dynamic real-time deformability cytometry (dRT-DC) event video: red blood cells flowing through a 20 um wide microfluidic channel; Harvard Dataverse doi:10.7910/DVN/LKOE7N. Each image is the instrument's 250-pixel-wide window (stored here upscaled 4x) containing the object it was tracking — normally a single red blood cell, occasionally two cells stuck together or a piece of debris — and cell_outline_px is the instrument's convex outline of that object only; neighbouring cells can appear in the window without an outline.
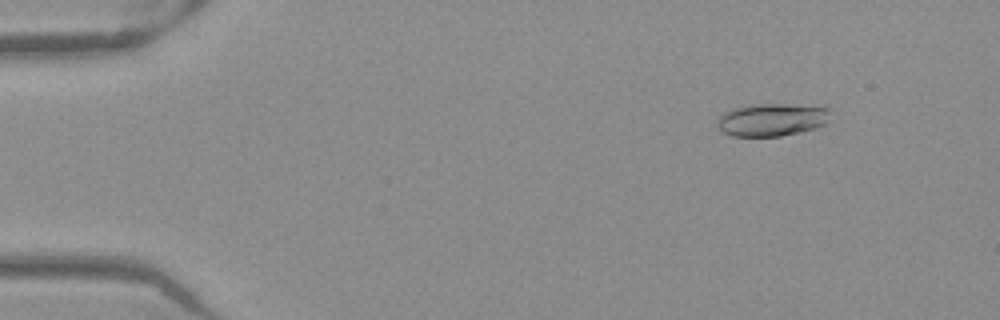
{"species": "Egyptian fruit bat (a non-hibernating species)", "species_latin": "Rousettus aegyptiacus", "temperature_condition": "warm", "stored_images_in_passage": 51, "camera_frame_rate_fps": 3000, "um_per_image_px": 0.085, "frame": {"image": 1, "passage_image": 6, "time_ms": 1.667, "image_size_px": [1000, 320], "cell_outline_px": [[828, 120], [824, 124], [816, 128], [800, 132], [780, 136], [732, 136], [716, 128], [716, 120], [724, 112], [736, 108], [752, 104], [828, 104]], "centroid_in_image_um": [65.65, 10.15], "position_along_channel_um": 19.4, "area_um2": 22.02}}
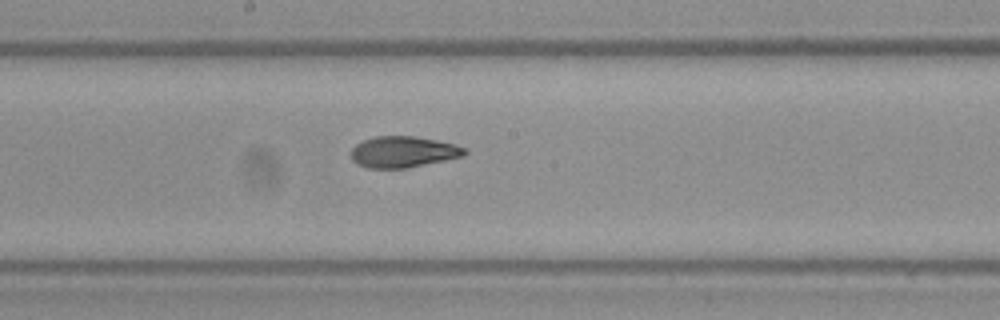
{"frame": {"image": 2, "passage_image": 28, "time_ms": 9.0, "image_size_px": [1000, 320], "cell_outline_px": [[468, 152], [464, 156], [404, 168], [368, 168], [356, 164], [352, 160], [352, 148], [356, 144], [364, 140], [376, 136], [412, 136], [436, 140], [456, 144], [464, 148]], "centroid_in_image_um": [34.26, 12.91], "position_along_channel_um": 213.9, "area_um2": 20.46}}
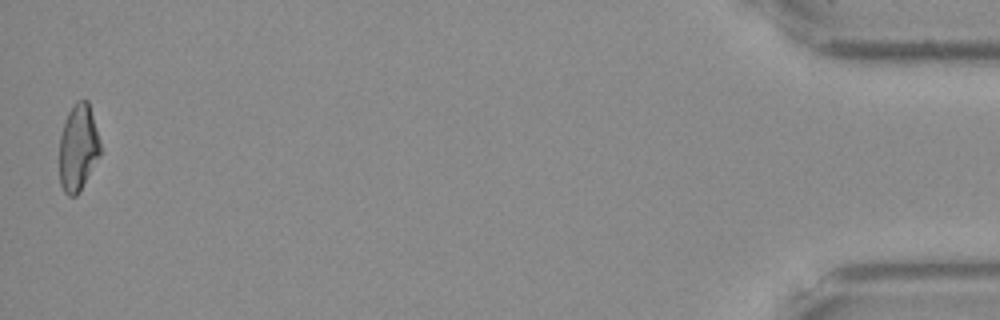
{"frame": {"image": 3, "passage_image": 51, "time_ms": 16.667, "image_size_px": [1000, 320], "cell_outline_px": [[100, 156], [80, 192], [76, 196], [68, 196], [64, 192], [60, 184], [60, 136], [68, 112], [76, 100], [88, 100], [100, 140]], "centroid_in_image_um": [6.65, 12.57], "position_along_channel_um": 428.6, "area_um2": 20.75}, "authors_computed_cell_mechanics": {"area_um2": 21.097, "velocity_mm_per_s": 3.9842, "shape_relaxation_time_tau1_ms": 9.5715, "shape_relaxation_time_tau2_ms": 1.9854, "deformation_change_tau1": 0.2599, "deformation_change_tau2": 0.0839}}